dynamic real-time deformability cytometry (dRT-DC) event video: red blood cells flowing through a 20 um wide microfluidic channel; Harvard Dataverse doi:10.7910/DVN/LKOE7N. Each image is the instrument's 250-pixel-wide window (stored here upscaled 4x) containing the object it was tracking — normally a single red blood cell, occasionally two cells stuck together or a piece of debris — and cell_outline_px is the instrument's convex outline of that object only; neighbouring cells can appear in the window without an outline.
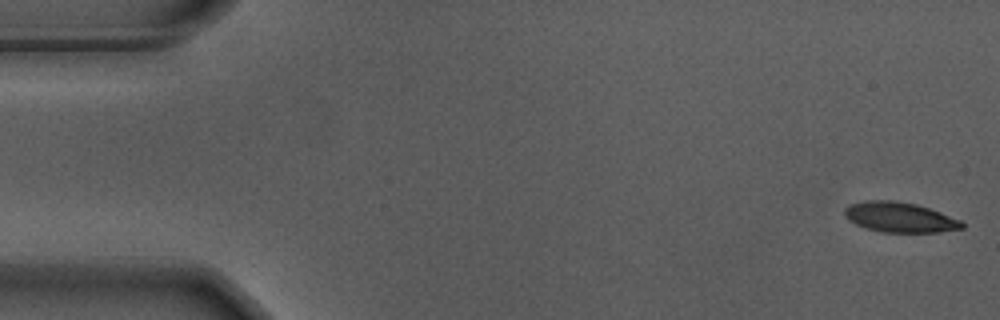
{"species": "Egyptian fruit bat (a non-hibernating species)", "species_latin": "Rousettus aegyptiacus", "temperature_condition": "warm", "stored_images_in_passage": 55, "camera_frame_rate_fps": 3000, "um_per_image_px": 0.085, "animal": {"sex": "male"}, "frame": {"image": 1, "passage_image": 1, "time_ms": 0.0, "image_size_px": [1000, 320], "cell_outline_px": [[964, 228], [940, 232], [880, 232], [856, 224], [848, 220], [844, 216], [844, 208], [848, 204], [868, 200], [892, 200], [916, 204], [940, 212], [960, 220], [964, 224]], "centroid_in_image_um": [76.45, 18.46], "position_along_channel_um": 8.6, "area_um2": 20.58}}
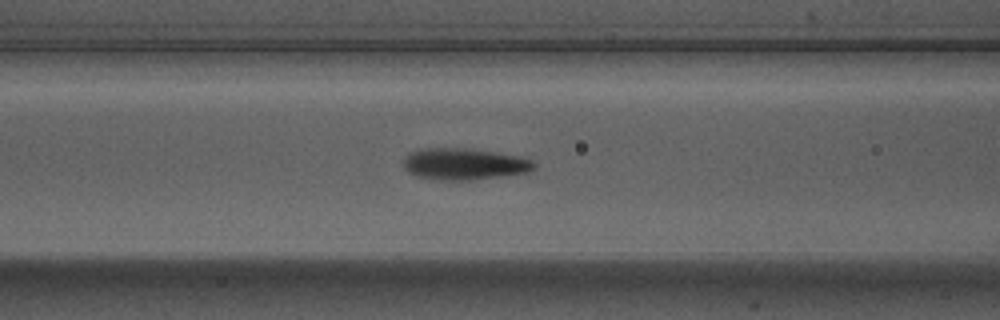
{"frame": {"image": 2, "passage_image": 22, "time_ms": 7.0, "image_size_px": [1000, 320], "cell_outline_px": [[536, 168], [528, 172], [472, 180], [440, 180], [416, 176], [408, 172], [404, 168], [404, 160], [408, 152], [420, 148], [464, 148], [520, 156], [532, 160], [536, 164]], "centroid_in_image_um": [39.44, 13.94], "position_along_channel_um": 127.2, "area_um2": 24.04}}
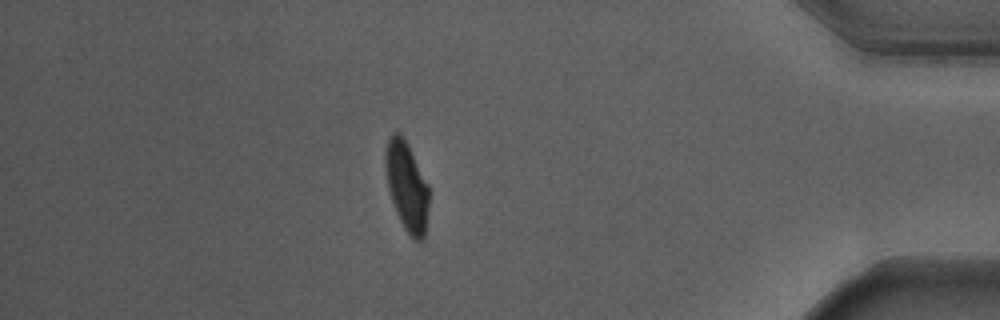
{"frame": {"image": 3, "passage_image": 48, "time_ms": 15.667, "image_size_px": [1000, 320], "cell_outline_px": [[428, 208], [424, 240], [412, 240], [404, 228], [396, 212], [388, 188], [384, 168], [384, 152], [388, 140], [392, 132], [400, 132], [408, 144], [428, 184]], "centroid_in_image_um": [34.56, 15.82], "position_along_channel_um": 400.6, "area_um2": 22.77}, "authors_computed_cell_mechanics": {"area_um2": 22.8888, "velocity_mm_per_s": 3.6758, "shape_relaxation_time_tau1_ms": 2.9731, "shape_relaxation_time_tau2_ms": 0.8994, "deformation_change_tau1": 0.1753, "deformation_change_tau2": 0.0671}}